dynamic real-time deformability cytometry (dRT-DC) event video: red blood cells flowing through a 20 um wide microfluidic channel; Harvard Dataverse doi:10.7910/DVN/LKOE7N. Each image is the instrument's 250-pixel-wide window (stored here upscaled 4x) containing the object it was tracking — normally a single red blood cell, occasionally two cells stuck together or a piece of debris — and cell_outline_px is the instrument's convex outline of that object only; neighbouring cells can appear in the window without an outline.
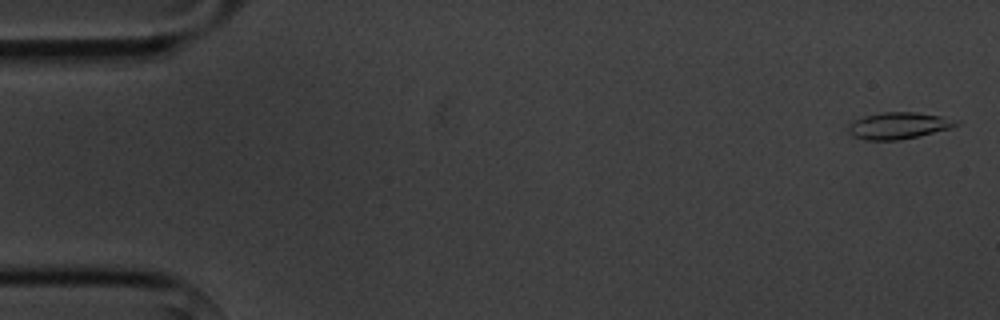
{"species": "common noctule bat (a hibernating species)", "species_latin": "Nyctalus noctula", "temperature_condition": "cold", "stored_images_in_passage": 3, "camera_frame_rate_fps": 3000, "um_per_image_px": 0.085, "animal": {"sex": "male", "body_mass_g": 20.1, "forearm_length_mm": 53.5}, "frame": {"image": 1, "passage_image": 1, "time_ms": 0.0, "image_size_px": [1000, 320], "cell_outline_px": [[960, 124], [948, 128], [920, 136], [900, 140], [864, 140], [852, 136], [848, 132], [848, 124], [864, 116], [880, 112], [916, 112], [940, 116], [960, 120]], "centroid_in_image_um": [76.36, 10.68], "position_along_channel_um": 8.6, "area_um2": 16.82}}